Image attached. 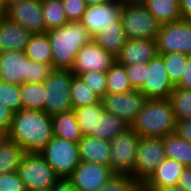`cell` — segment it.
Segmentation results:
<instances>
[{
  "label": "cell",
  "mask_w": 191,
  "mask_h": 191,
  "mask_svg": "<svg viewBox=\"0 0 191 191\" xmlns=\"http://www.w3.org/2000/svg\"><path fill=\"white\" fill-rule=\"evenodd\" d=\"M7 137L25 152L39 153L54 137L51 116L44 111L20 110L13 114Z\"/></svg>",
  "instance_id": "1"
},
{
  "label": "cell",
  "mask_w": 191,
  "mask_h": 191,
  "mask_svg": "<svg viewBox=\"0 0 191 191\" xmlns=\"http://www.w3.org/2000/svg\"><path fill=\"white\" fill-rule=\"evenodd\" d=\"M46 33L51 45L54 69L70 70L81 47L92 40L80 21L68 22Z\"/></svg>",
  "instance_id": "2"
},
{
  "label": "cell",
  "mask_w": 191,
  "mask_h": 191,
  "mask_svg": "<svg viewBox=\"0 0 191 191\" xmlns=\"http://www.w3.org/2000/svg\"><path fill=\"white\" fill-rule=\"evenodd\" d=\"M176 120L169 99H147L131 128L140 137H160L175 132Z\"/></svg>",
  "instance_id": "3"
},
{
  "label": "cell",
  "mask_w": 191,
  "mask_h": 191,
  "mask_svg": "<svg viewBox=\"0 0 191 191\" xmlns=\"http://www.w3.org/2000/svg\"><path fill=\"white\" fill-rule=\"evenodd\" d=\"M120 20L128 40H156L161 27L142 1L124 3L120 12Z\"/></svg>",
  "instance_id": "4"
},
{
  "label": "cell",
  "mask_w": 191,
  "mask_h": 191,
  "mask_svg": "<svg viewBox=\"0 0 191 191\" xmlns=\"http://www.w3.org/2000/svg\"><path fill=\"white\" fill-rule=\"evenodd\" d=\"M17 172L27 191L50 189L60 179L43 156L37 152H26Z\"/></svg>",
  "instance_id": "5"
},
{
  "label": "cell",
  "mask_w": 191,
  "mask_h": 191,
  "mask_svg": "<svg viewBox=\"0 0 191 191\" xmlns=\"http://www.w3.org/2000/svg\"><path fill=\"white\" fill-rule=\"evenodd\" d=\"M73 75L69 69H54L44 81V112L49 116L73 109L70 96Z\"/></svg>",
  "instance_id": "6"
},
{
  "label": "cell",
  "mask_w": 191,
  "mask_h": 191,
  "mask_svg": "<svg viewBox=\"0 0 191 191\" xmlns=\"http://www.w3.org/2000/svg\"><path fill=\"white\" fill-rule=\"evenodd\" d=\"M59 178L68 179L80 164L78 144L53 137L39 152Z\"/></svg>",
  "instance_id": "7"
},
{
  "label": "cell",
  "mask_w": 191,
  "mask_h": 191,
  "mask_svg": "<svg viewBox=\"0 0 191 191\" xmlns=\"http://www.w3.org/2000/svg\"><path fill=\"white\" fill-rule=\"evenodd\" d=\"M140 136L130 127L110 141V169L114 174L132 175L135 179V163Z\"/></svg>",
  "instance_id": "8"
},
{
  "label": "cell",
  "mask_w": 191,
  "mask_h": 191,
  "mask_svg": "<svg viewBox=\"0 0 191 191\" xmlns=\"http://www.w3.org/2000/svg\"><path fill=\"white\" fill-rule=\"evenodd\" d=\"M158 54L182 52L191 55V22L179 20L161 24L157 34Z\"/></svg>",
  "instance_id": "9"
},
{
  "label": "cell",
  "mask_w": 191,
  "mask_h": 191,
  "mask_svg": "<svg viewBox=\"0 0 191 191\" xmlns=\"http://www.w3.org/2000/svg\"><path fill=\"white\" fill-rule=\"evenodd\" d=\"M166 158L163 138L140 137L135 163V179L142 184Z\"/></svg>",
  "instance_id": "10"
},
{
  "label": "cell",
  "mask_w": 191,
  "mask_h": 191,
  "mask_svg": "<svg viewBox=\"0 0 191 191\" xmlns=\"http://www.w3.org/2000/svg\"><path fill=\"white\" fill-rule=\"evenodd\" d=\"M146 100L140 90H132L119 94L106 93L100 101L105 111L118 116L131 126Z\"/></svg>",
  "instance_id": "11"
},
{
  "label": "cell",
  "mask_w": 191,
  "mask_h": 191,
  "mask_svg": "<svg viewBox=\"0 0 191 191\" xmlns=\"http://www.w3.org/2000/svg\"><path fill=\"white\" fill-rule=\"evenodd\" d=\"M10 21L22 25L32 34L46 33L42 0H17L7 6Z\"/></svg>",
  "instance_id": "12"
},
{
  "label": "cell",
  "mask_w": 191,
  "mask_h": 191,
  "mask_svg": "<svg viewBox=\"0 0 191 191\" xmlns=\"http://www.w3.org/2000/svg\"><path fill=\"white\" fill-rule=\"evenodd\" d=\"M115 62L112 53L91 40L81 47L70 70L75 76L92 70L107 72Z\"/></svg>",
  "instance_id": "13"
},
{
  "label": "cell",
  "mask_w": 191,
  "mask_h": 191,
  "mask_svg": "<svg viewBox=\"0 0 191 191\" xmlns=\"http://www.w3.org/2000/svg\"><path fill=\"white\" fill-rule=\"evenodd\" d=\"M174 88L166 72L163 57L157 53L146 63V81L140 91L147 99H168Z\"/></svg>",
  "instance_id": "14"
},
{
  "label": "cell",
  "mask_w": 191,
  "mask_h": 191,
  "mask_svg": "<svg viewBox=\"0 0 191 191\" xmlns=\"http://www.w3.org/2000/svg\"><path fill=\"white\" fill-rule=\"evenodd\" d=\"M122 3L108 0L106 2L89 5L81 19L82 25L91 37L101 32L103 28L112 26L120 18Z\"/></svg>",
  "instance_id": "15"
},
{
  "label": "cell",
  "mask_w": 191,
  "mask_h": 191,
  "mask_svg": "<svg viewBox=\"0 0 191 191\" xmlns=\"http://www.w3.org/2000/svg\"><path fill=\"white\" fill-rule=\"evenodd\" d=\"M113 174L109 166L81 161L68 179L78 191H98Z\"/></svg>",
  "instance_id": "16"
},
{
  "label": "cell",
  "mask_w": 191,
  "mask_h": 191,
  "mask_svg": "<svg viewBox=\"0 0 191 191\" xmlns=\"http://www.w3.org/2000/svg\"><path fill=\"white\" fill-rule=\"evenodd\" d=\"M28 57L25 51L0 52V80L13 84L27 83Z\"/></svg>",
  "instance_id": "17"
},
{
  "label": "cell",
  "mask_w": 191,
  "mask_h": 191,
  "mask_svg": "<svg viewBox=\"0 0 191 191\" xmlns=\"http://www.w3.org/2000/svg\"><path fill=\"white\" fill-rule=\"evenodd\" d=\"M186 167L175 159L166 158L142 183V191L175 186Z\"/></svg>",
  "instance_id": "18"
},
{
  "label": "cell",
  "mask_w": 191,
  "mask_h": 191,
  "mask_svg": "<svg viewBox=\"0 0 191 191\" xmlns=\"http://www.w3.org/2000/svg\"><path fill=\"white\" fill-rule=\"evenodd\" d=\"M157 54L156 40L132 39L127 40L116 61L122 65L148 63Z\"/></svg>",
  "instance_id": "19"
},
{
  "label": "cell",
  "mask_w": 191,
  "mask_h": 191,
  "mask_svg": "<svg viewBox=\"0 0 191 191\" xmlns=\"http://www.w3.org/2000/svg\"><path fill=\"white\" fill-rule=\"evenodd\" d=\"M32 33L7 17L0 21V52L25 51Z\"/></svg>",
  "instance_id": "20"
},
{
  "label": "cell",
  "mask_w": 191,
  "mask_h": 191,
  "mask_svg": "<svg viewBox=\"0 0 191 191\" xmlns=\"http://www.w3.org/2000/svg\"><path fill=\"white\" fill-rule=\"evenodd\" d=\"M80 160L110 166V141L83 136L78 143Z\"/></svg>",
  "instance_id": "21"
},
{
  "label": "cell",
  "mask_w": 191,
  "mask_h": 191,
  "mask_svg": "<svg viewBox=\"0 0 191 191\" xmlns=\"http://www.w3.org/2000/svg\"><path fill=\"white\" fill-rule=\"evenodd\" d=\"M54 137L78 144L82 139L79 124L73 109L51 116Z\"/></svg>",
  "instance_id": "22"
},
{
  "label": "cell",
  "mask_w": 191,
  "mask_h": 191,
  "mask_svg": "<svg viewBox=\"0 0 191 191\" xmlns=\"http://www.w3.org/2000/svg\"><path fill=\"white\" fill-rule=\"evenodd\" d=\"M92 40L115 57L121 52L127 42L125 31L122 27L120 18L112 26L103 30L92 37Z\"/></svg>",
  "instance_id": "23"
},
{
  "label": "cell",
  "mask_w": 191,
  "mask_h": 191,
  "mask_svg": "<svg viewBox=\"0 0 191 191\" xmlns=\"http://www.w3.org/2000/svg\"><path fill=\"white\" fill-rule=\"evenodd\" d=\"M83 136L97 137L98 119L104 112L102 102L73 109Z\"/></svg>",
  "instance_id": "24"
},
{
  "label": "cell",
  "mask_w": 191,
  "mask_h": 191,
  "mask_svg": "<svg viewBox=\"0 0 191 191\" xmlns=\"http://www.w3.org/2000/svg\"><path fill=\"white\" fill-rule=\"evenodd\" d=\"M142 3L160 24L181 20L179 0H142Z\"/></svg>",
  "instance_id": "25"
},
{
  "label": "cell",
  "mask_w": 191,
  "mask_h": 191,
  "mask_svg": "<svg viewBox=\"0 0 191 191\" xmlns=\"http://www.w3.org/2000/svg\"><path fill=\"white\" fill-rule=\"evenodd\" d=\"M22 110L44 111V82L22 83L19 85Z\"/></svg>",
  "instance_id": "26"
},
{
  "label": "cell",
  "mask_w": 191,
  "mask_h": 191,
  "mask_svg": "<svg viewBox=\"0 0 191 191\" xmlns=\"http://www.w3.org/2000/svg\"><path fill=\"white\" fill-rule=\"evenodd\" d=\"M28 59L53 65L51 45L47 33L32 34L25 49Z\"/></svg>",
  "instance_id": "27"
},
{
  "label": "cell",
  "mask_w": 191,
  "mask_h": 191,
  "mask_svg": "<svg viewBox=\"0 0 191 191\" xmlns=\"http://www.w3.org/2000/svg\"><path fill=\"white\" fill-rule=\"evenodd\" d=\"M167 158L175 159L185 167H191V143L175 132L163 137Z\"/></svg>",
  "instance_id": "28"
},
{
  "label": "cell",
  "mask_w": 191,
  "mask_h": 191,
  "mask_svg": "<svg viewBox=\"0 0 191 191\" xmlns=\"http://www.w3.org/2000/svg\"><path fill=\"white\" fill-rule=\"evenodd\" d=\"M26 152L8 137L0 144V174L17 171Z\"/></svg>",
  "instance_id": "29"
},
{
  "label": "cell",
  "mask_w": 191,
  "mask_h": 191,
  "mask_svg": "<svg viewBox=\"0 0 191 191\" xmlns=\"http://www.w3.org/2000/svg\"><path fill=\"white\" fill-rule=\"evenodd\" d=\"M130 125L118 116L104 110L98 119L97 138L111 141L115 136L125 132Z\"/></svg>",
  "instance_id": "30"
},
{
  "label": "cell",
  "mask_w": 191,
  "mask_h": 191,
  "mask_svg": "<svg viewBox=\"0 0 191 191\" xmlns=\"http://www.w3.org/2000/svg\"><path fill=\"white\" fill-rule=\"evenodd\" d=\"M106 93L119 94L134 90L125 72V66L117 61L106 72Z\"/></svg>",
  "instance_id": "31"
},
{
  "label": "cell",
  "mask_w": 191,
  "mask_h": 191,
  "mask_svg": "<svg viewBox=\"0 0 191 191\" xmlns=\"http://www.w3.org/2000/svg\"><path fill=\"white\" fill-rule=\"evenodd\" d=\"M70 96L73 109L76 107L92 105L101 100V98L91 90L81 78L75 75H73L72 78Z\"/></svg>",
  "instance_id": "32"
},
{
  "label": "cell",
  "mask_w": 191,
  "mask_h": 191,
  "mask_svg": "<svg viewBox=\"0 0 191 191\" xmlns=\"http://www.w3.org/2000/svg\"><path fill=\"white\" fill-rule=\"evenodd\" d=\"M42 10L46 32L69 22L61 0L42 1Z\"/></svg>",
  "instance_id": "33"
},
{
  "label": "cell",
  "mask_w": 191,
  "mask_h": 191,
  "mask_svg": "<svg viewBox=\"0 0 191 191\" xmlns=\"http://www.w3.org/2000/svg\"><path fill=\"white\" fill-rule=\"evenodd\" d=\"M168 99L176 121L191 119V90L175 87Z\"/></svg>",
  "instance_id": "34"
},
{
  "label": "cell",
  "mask_w": 191,
  "mask_h": 191,
  "mask_svg": "<svg viewBox=\"0 0 191 191\" xmlns=\"http://www.w3.org/2000/svg\"><path fill=\"white\" fill-rule=\"evenodd\" d=\"M171 83L176 86L184 73L189 55L182 52L160 54Z\"/></svg>",
  "instance_id": "35"
},
{
  "label": "cell",
  "mask_w": 191,
  "mask_h": 191,
  "mask_svg": "<svg viewBox=\"0 0 191 191\" xmlns=\"http://www.w3.org/2000/svg\"><path fill=\"white\" fill-rule=\"evenodd\" d=\"M98 191H142V184L132 175L113 174Z\"/></svg>",
  "instance_id": "36"
},
{
  "label": "cell",
  "mask_w": 191,
  "mask_h": 191,
  "mask_svg": "<svg viewBox=\"0 0 191 191\" xmlns=\"http://www.w3.org/2000/svg\"><path fill=\"white\" fill-rule=\"evenodd\" d=\"M0 103L9 108L13 113L22 110L19 85L0 80Z\"/></svg>",
  "instance_id": "37"
},
{
  "label": "cell",
  "mask_w": 191,
  "mask_h": 191,
  "mask_svg": "<svg viewBox=\"0 0 191 191\" xmlns=\"http://www.w3.org/2000/svg\"><path fill=\"white\" fill-rule=\"evenodd\" d=\"M100 98L106 94V72L87 71L78 75Z\"/></svg>",
  "instance_id": "38"
},
{
  "label": "cell",
  "mask_w": 191,
  "mask_h": 191,
  "mask_svg": "<svg viewBox=\"0 0 191 191\" xmlns=\"http://www.w3.org/2000/svg\"><path fill=\"white\" fill-rule=\"evenodd\" d=\"M54 70L53 65L28 59L27 83L44 82Z\"/></svg>",
  "instance_id": "39"
},
{
  "label": "cell",
  "mask_w": 191,
  "mask_h": 191,
  "mask_svg": "<svg viewBox=\"0 0 191 191\" xmlns=\"http://www.w3.org/2000/svg\"><path fill=\"white\" fill-rule=\"evenodd\" d=\"M125 72L134 90H140L146 81V63L125 65Z\"/></svg>",
  "instance_id": "40"
},
{
  "label": "cell",
  "mask_w": 191,
  "mask_h": 191,
  "mask_svg": "<svg viewBox=\"0 0 191 191\" xmlns=\"http://www.w3.org/2000/svg\"><path fill=\"white\" fill-rule=\"evenodd\" d=\"M69 22L81 21L88 5L85 0H61Z\"/></svg>",
  "instance_id": "41"
},
{
  "label": "cell",
  "mask_w": 191,
  "mask_h": 191,
  "mask_svg": "<svg viewBox=\"0 0 191 191\" xmlns=\"http://www.w3.org/2000/svg\"><path fill=\"white\" fill-rule=\"evenodd\" d=\"M0 191H27L17 171L0 174Z\"/></svg>",
  "instance_id": "42"
},
{
  "label": "cell",
  "mask_w": 191,
  "mask_h": 191,
  "mask_svg": "<svg viewBox=\"0 0 191 191\" xmlns=\"http://www.w3.org/2000/svg\"><path fill=\"white\" fill-rule=\"evenodd\" d=\"M13 112L5 105L0 103V129L8 133L12 125Z\"/></svg>",
  "instance_id": "43"
},
{
  "label": "cell",
  "mask_w": 191,
  "mask_h": 191,
  "mask_svg": "<svg viewBox=\"0 0 191 191\" xmlns=\"http://www.w3.org/2000/svg\"><path fill=\"white\" fill-rule=\"evenodd\" d=\"M175 133L191 143V119L176 121Z\"/></svg>",
  "instance_id": "44"
},
{
  "label": "cell",
  "mask_w": 191,
  "mask_h": 191,
  "mask_svg": "<svg viewBox=\"0 0 191 191\" xmlns=\"http://www.w3.org/2000/svg\"><path fill=\"white\" fill-rule=\"evenodd\" d=\"M175 87L191 90V55L188 57L182 78Z\"/></svg>",
  "instance_id": "45"
},
{
  "label": "cell",
  "mask_w": 191,
  "mask_h": 191,
  "mask_svg": "<svg viewBox=\"0 0 191 191\" xmlns=\"http://www.w3.org/2000/svg\"><path fill=\"white\" fill-rule=\"evenodd\" d=\"M177 185L185 191H191V167H186L183 170Z\"/></svg>",
  "instance_id": "46"
},
{
  "label": "cell",
  "mask_w": 191,
  "mask_h": 191,
  "mask_svg": "<svg viewBox=\"0 0 191 191\" xmlns=\"http://www.w3.org/2000/svg\"><path fill=\"white\" fill-rule=\"evenodd\" d=\"M53 191H78L69 179L60 178L53 186Z\"/></svg>",
  "instance_id": "47"
},
{
  "label": "cell",
  "mask_w": 191,
  "mask_h": 191,
  "mask_svg": "<svg viewBox=\"0 0 191 191\" xmlns=\"http://www.w3.org/2000/svg\"><path fill=\"white\" fill-rule=\"evenodd\" d=\"M181 20L191 22V0H179Z\"/></svg>",
  "instance_id": "48"
},
{
  "label": "cell",
  "mask_w": 191,
  "mask_h": 191,
  "mask_svg": "<svg viewBox=\"0 0 191 191\" xmlns=\"http://www.w3.org/2000/svg\"><path fill=\"white\" fill-rule=\"evenodd\" d=\"M154 191H185L178 185L169 186V187H157Z\"/></svg>",
  "instance_id": "49"
},
{
  "label": "cell",
  "mask_w": 191,
  "mask_h": 191,
  "mask_svg": "<svg viewBox=\"0 0 191 191\" xmlns=\"http://www.w3.org/2000/svg\"><path fill=\"white\" fill-rule=\"evenodd\" d=\"M7 6L5 0H0V19L6 18Z\"/></svg>",
  "instance_id": "50"
},
{
  "label": "cell",
  "mask_w": 191,
  "mask_h": 191,
  "mask_svg": "<svg viewBox=\"0 0 191 191\" xmlns=\"http://www.w3.org/2000/svg\"><path fill=\"white\" fill-rule=\"evenodd\" d=\"M108 0H85V2L87 3V5H96V4H100L103 2H106Z\"/></svg>",
  "instance_id": "51"
},
{
  "label": "cell",
  "mask_w": 191,
  "mask_h": 191,
  "mask_svg": "<svg viewBox=\"0 0 191 191\" xmlns=\"http://www.w3.org/2000/svg\"><path fill=\"white\" fill-rule=\"evenodd\" d=\"M7 133L0 129V144L6 139Z\"/></svg>",
  "instance_id": "52"
},
{
  "label": "cell",
  "mask_w": 191,
  "mask_h": 191,
  "mask_svg": "<svg viewBox=\"0 0 191 191\" xmlns=\"http://www.w3.org/2000/svg\"><path fill=\"white\" fill-rule=\"evenodd\" d=\"M112 1H118V2H121L122 4L128 3V0H112Z\"/></svg>",
  "instance_id": "53"
},
{
  "label": "cell",
  "mask_w": 191,
  "mask_h": 191,
  "mask_svg": "<svg viewBox=\"0 0 191 191\" xmlns=\"http://www.w3.org/2000/svg\"><path fill=\"white\" fill-rule=\"evenodd\" d=\"M14 1H17V0H5V2H6L7 5L10 4V3H12V2H14Z\"/></svg>",
  "instance_id": "54"
},
{
  "label": "cell",
  "mask_w": 191,
  "mask_h": 191,
  "mask_svg": "<svg viewBox=\"0 0 191 191\" xmlns=\"http://www.w3.org/2000/svg\"><path fill=\"white\" fill-rule=\"evenodd\" d=\"M37 191H53L52 188L46 190H37Z\"/></svg>",
  "instance_id": "55"
},
{
  "label": "cell",
  "mask_w": 191,
  "mask_h": 191,
  "mask_svg": "<svg viewBox=\"0 0 191 191\" xmlns=\"http://www.w3.org/2000/svg\"><path fill=\"white\" fill-rule=\"evenodd\" d=\"M137 1H142V0H128V2H137Z\"/></svg>",
  "instance_id": "56"
}]
</instances>
